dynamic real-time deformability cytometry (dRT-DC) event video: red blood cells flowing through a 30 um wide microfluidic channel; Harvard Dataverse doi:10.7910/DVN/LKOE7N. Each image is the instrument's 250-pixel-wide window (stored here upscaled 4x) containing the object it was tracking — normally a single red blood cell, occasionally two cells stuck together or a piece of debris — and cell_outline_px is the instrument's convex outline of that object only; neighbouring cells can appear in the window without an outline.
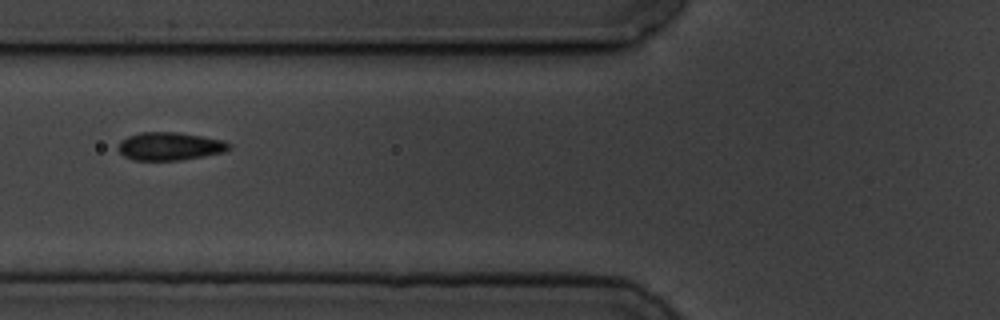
{"species": "common noctule bat (a hibernating species)", "species_latin": "Nyctalus noctula", "temperature_condition": "cold", "stored_images_in_passage": 5, "camera_frame_rate_fps": 3000, "um_per_image_px": 0.085, "animal": {"sex": "male", "body_mass_g": 19.5, "forearm_length_mm": 54.6}, "frame": {"image": 1, "passage_image": 4, "time_ms": 3.333, "image_size_px": [1000, 320], "cell_outline_px": [[232, 148], [224, 152], [204, 156], [180, 160], [136, 160], [124, 156], [116, 148], [120, 140], [128, 136], [140, 132], [180, 132], [224, 140], [232, 144]], "centroid_in_image_um": [14.45, 12.42], "position_along_channel_um": 111.4, "area_um2": 18.32}}
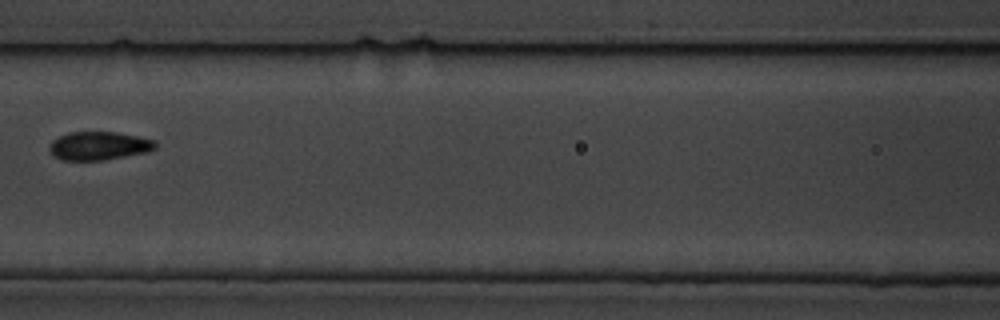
{"frame": {"image": 2, "passage_image": 5, "time_ms": 4.667, "image_size_px": [1000, 320], "cell_outline_px": [[156, 148], [148, 152], [104, 160], [60, 160], [48, 148], [52, 140], [68, 132], [116, 132], [156, 140]], "centroid_in_image_um": [8.42, 12.39], "position_along_channel_um": 158.2, "area_um2": 17.51}}